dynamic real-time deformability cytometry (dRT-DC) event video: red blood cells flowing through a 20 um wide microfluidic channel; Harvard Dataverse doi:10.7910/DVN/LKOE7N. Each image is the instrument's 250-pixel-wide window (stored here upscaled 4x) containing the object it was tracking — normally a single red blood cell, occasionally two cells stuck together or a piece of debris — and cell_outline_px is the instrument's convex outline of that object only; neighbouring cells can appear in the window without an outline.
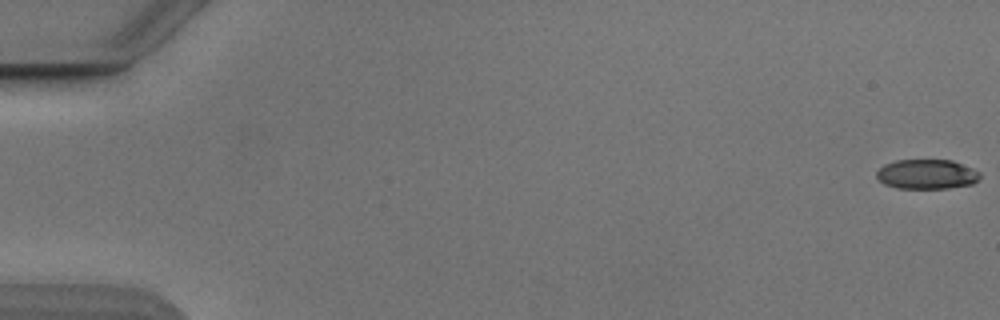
{"species": "Egyptian fruit bat (a non-hibernating species)", "species_latin": "Rousettus aegyptiacus", "temperature_condition": "cold", "stored_images_in_passage": 54, "camera_frame_rate_fps": 3000, "um_per_image_px": 0.085, "animal": {"sex": "male"}, "frame": {"image": 1, "passage_image": 1, "time_ms": 0.0, "image_size_px": [1000, 320], "cell_outline_px": [[980, 176], [972, 184], [948, 188], [896, 188], [884, 184], [876, 176], [876, 172], [884, 164], [896, 160], [952, 160], [972, 168], [980, 172]], "centroid_in_image_um": [78.76, 14.8], "position_along_channel_um": 6.2, "area_um2": 17.8}}
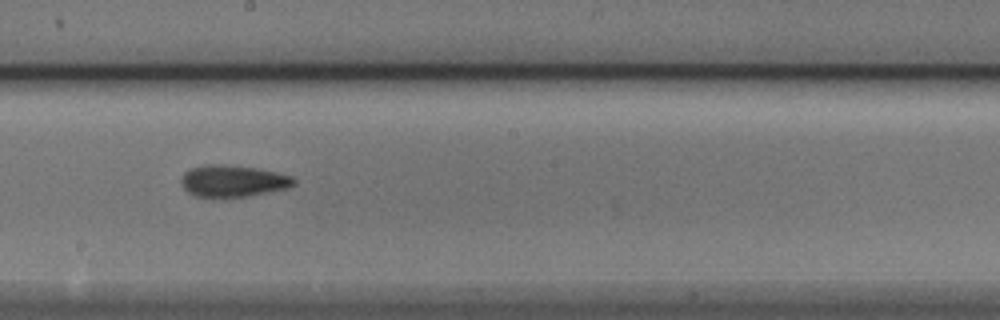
{"frame": {"image": 2, "passage_image": 31, "time_ms": 10.0, "image_size_px": [1000, 320], "cell_outline_px": [[296, 184], [288, 188], [228, 200], [220, 200], [196, 196], [188, 192], [180, 184], [180, 176], [184, 172], [192, 168], [204, 164], [224, 164], [256, 168], [276, 172], [292, 176], [296, 180]], "centroid_in_image_um": [19.76, 15.42], "position_along_channel_um": 228.4, "area_um2": 21.68}}
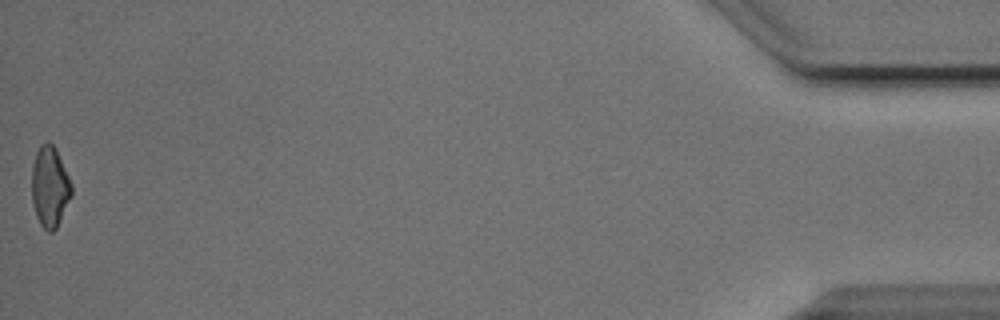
{"frame": {"image": 3, "passage_image": 54, "time_ms": 17.667, "image_size_px": [1000, 320], "cell_outline_px": [[72, 196], [56, 228], [52, 232], [48, 232], [40, 224], [36, 216], [32, 200], [32, 164], [36, 152], [40, 144], [48, 140], [56, 148], [72, 184]], "centroid_in_image_um": [4.23, 15.85], "position_along_channel_um": 431.0, "area_um2": 18.84}, "authors_computed_cell_mechanics": {"area_um2": 19.5653, "velocity_mm_per_s": 3.8815, "shape_relaxation_time_tau1_ms": 9.0092, "shape_relaxation_time_tau2_ms": 10.4444, "deformation_change_tau1": 0.1928, "deformation_change_tau2": 0.209}}